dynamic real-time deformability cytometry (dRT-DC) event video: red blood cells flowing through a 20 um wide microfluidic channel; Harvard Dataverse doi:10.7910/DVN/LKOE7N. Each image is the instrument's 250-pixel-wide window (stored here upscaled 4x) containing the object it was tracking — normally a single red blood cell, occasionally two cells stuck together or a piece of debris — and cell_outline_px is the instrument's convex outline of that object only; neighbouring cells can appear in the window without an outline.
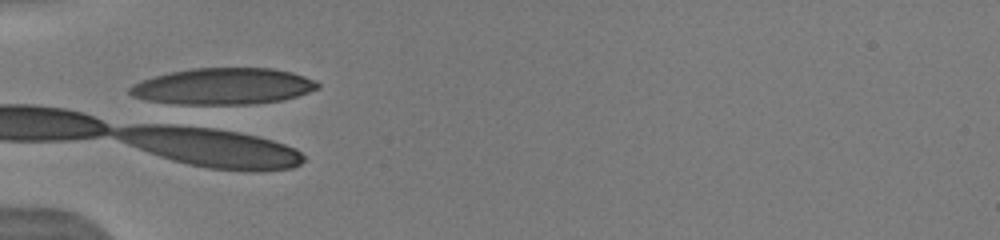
{"species": "human", "species_latin": "Homo sapiens", "temperature_condition": "warm", "stored_images_in_passage": 12, "camera_frame_rate_fps": 3000, "um_per_image_px": 0.085, "donor": {"sex": "male"}, "frame": {"image": 1, "passage_image": 1, "time_ms": 0.0, "image_size_px": [1000, 240], "cell_outline_px": [[320, 88], [296, 96], [280, 100], [252, 104], [176, 104], [144, 100], [132, 96], [128, 92], [128, 88], [132, 84], [140, 80], [172, 72], [192, 68], [272, 68], [292, 72], [316, 80], [320, 84]], "centroid_in_image_um": [18.95, 7.33], "position_along_channel_um": 66.1, "area_um2": 39.94}}